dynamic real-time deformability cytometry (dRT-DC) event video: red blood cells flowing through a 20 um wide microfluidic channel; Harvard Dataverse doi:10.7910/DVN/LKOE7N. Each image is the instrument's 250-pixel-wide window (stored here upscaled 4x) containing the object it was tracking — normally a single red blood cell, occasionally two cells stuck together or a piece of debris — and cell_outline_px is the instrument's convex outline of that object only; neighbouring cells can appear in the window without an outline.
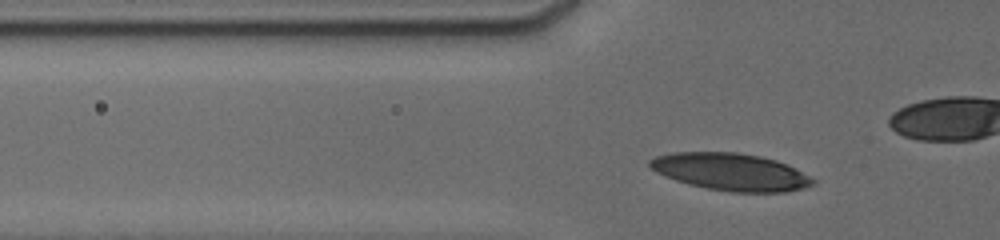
{"species": "human", "species_latin": "Homo sapiens", "temperature_condition": "cold", "stored_images_in_passage": 19, "camera_frame_rate_fps": 3000, "um_per_image_px": 0.085, "donor": {"sex": "male"}, "frame": {"image": 1, "passage_image": 14, "time_ms": 5.333, "image_size_px": [1000, 240], "cell_outline_px": [[816, 184], [804, 188], [788, 192], [732, 192], [708, 188], [688, 184], [664, 176], [656, 172], [648, 164], [648, 160], [656, 156], [672, 152], [736, 152], [760, 156], [776, 160], [816, 180]], "centroid_in_image_um": [62.09, 14.61], "position_along_channel_um": 63.7, "area_um2": 35.26}}
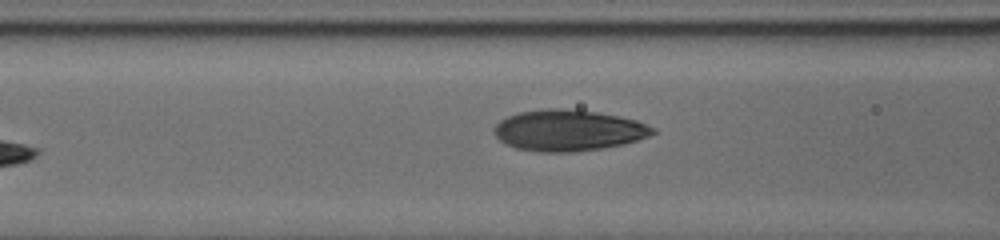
{"frame": {"image": 2, "passage_image": 19, "time_ms": 8.333, "image_size_px": [1000, 240], "cell_outline_px": [[656, 132], [648, 136], [624, 144], [604, 148], [572, 152], [540, 152], [516, 148], [504, 144], [492, 132], [492, 128], [500, 120], [508, 116], [520, 112], [548, 108], [560, 108], [596, 112], [620, 116], [636, 120], [656, 128]], "centroid_in_image_um": [48.29, 11.09], "position_along_channel_um": 118.3, "area_um2": 38.15}}